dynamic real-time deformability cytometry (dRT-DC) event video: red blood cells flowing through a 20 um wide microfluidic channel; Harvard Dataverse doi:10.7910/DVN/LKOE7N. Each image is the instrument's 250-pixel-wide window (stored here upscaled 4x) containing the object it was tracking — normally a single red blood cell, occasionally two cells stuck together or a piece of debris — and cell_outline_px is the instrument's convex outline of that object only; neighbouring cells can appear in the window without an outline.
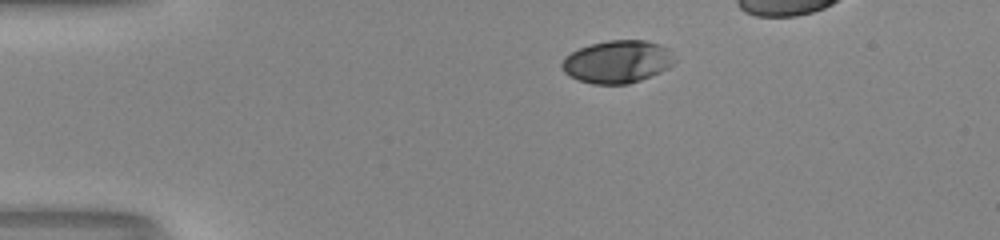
{"species": "human", "species_latin": "Homo sapiens", "temperature_condition": "room temperature", "stored_images_in_passage": 36, "camera_frame_rate_fps": 3000, "um_per_image_px": 0.085, "donor": {"sex": "male"}, "frame": {"image": 1, "passage_image": 1, "time_ms": 0.0, "image_size_px": [1000, 240], "cell_outline_px": [[676, 60], [668, 68], [660, 72], [640, 80], [628, 84], [592, 84], [568, 76], [564, 72], [560, 64], [564, 56], [580, 48], [592, 44], [608, 40], [644, 40], [660, 44], [668, 48]], "centroid_in_image_um": [52.46, 5.25], "position_along_channel_um": 32.5, "area_um2": 28.03}}
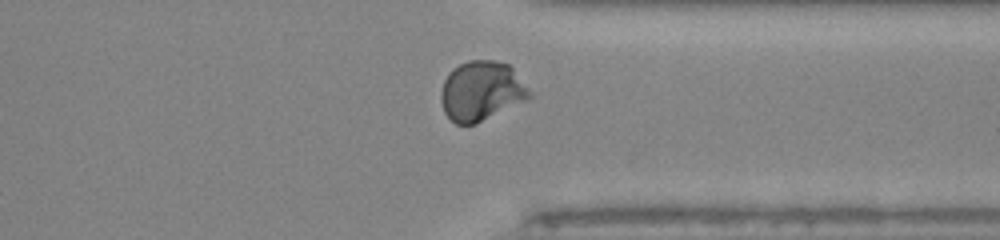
{"frame": {"image": 2, "passage_image": 30, "time_ms": 9.667, "image_size_px": [1000, 240], "cell_outline_px": [[536, 96], [528, 100], [476, 124], [456, 124], [444, 112], [440, 100], [440, 92], [444, 80], [448, 72], [452, 68], [468, 60], [492, 60], [508, 64], [512, 68]], "centroid_in_image_um": [40.94, 7.74], "position_along_channel_um": 370.5, "area_um2": 31.15}}
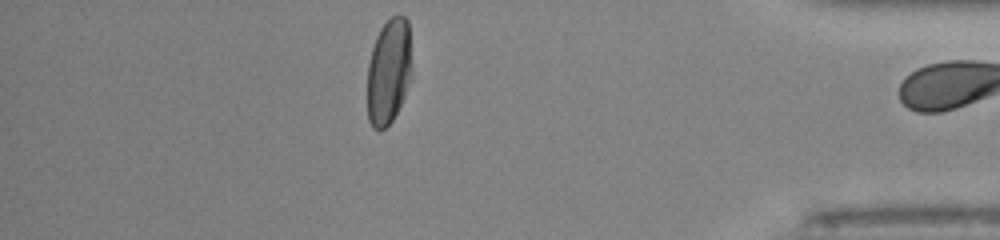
{"frame": {"image": 3, "passage_image": 35, "time_ms": 11.333, "image_size_px": [1000, 240], "cell_outline_px": [[412, 64], [408, 84], [404, 96], [392, 120], [380, 132], [372, 128], [368, 120], [368, 64], [372, 48], [376, 36], [380, 28], [392, 16], [404, 16], [408, 20]], "centroid_in_image_um": [33.04, 6.07], "position_along_channel_um": 402.2, "area_um2": 27.34}, "authors_computed_cell_mechanics": {"area_um2": 28.9578, "velocity_mm_per_s": 4.1438, "shape_relaxation_time_tau1_ms": 3.4562, "shape_relaxation_time_tau2_ms": null, "deformation_change_tau1": 0.1699, "deformation_change_tau2": null}}